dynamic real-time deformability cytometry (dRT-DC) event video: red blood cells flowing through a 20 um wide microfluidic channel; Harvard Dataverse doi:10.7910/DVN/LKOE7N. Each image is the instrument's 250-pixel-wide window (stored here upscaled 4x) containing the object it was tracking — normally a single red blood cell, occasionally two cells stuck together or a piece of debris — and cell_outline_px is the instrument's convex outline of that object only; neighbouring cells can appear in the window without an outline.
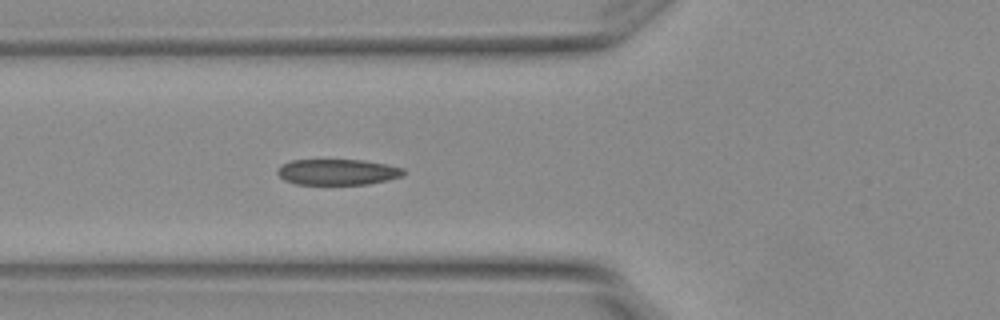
{"species": "Egyptian fruit bat (a non-hibernating species)", "species_latin": "Rousettus aegyptiacus", "temperature_condition": "warm", "stored_images_in_passage": 4, "camera_frame_rate_fps": 3000, "um_per_image_px": 0.085, "animal": {"sex": "female"}, "frame": {"image": 1, "passage_image": 4, "time_ms": 1.0, "image_size_px": [1000, 320], "cell_outline_px": [[408, 172], [404, 176], [388, 180], [368, 184], [296, 184], [284, 180], [276, 172], [284, 164], [292, 160], [364, 160], [388, 164], [404, 168]], "centroid_in_image_um": [28.78, 14.62], "position_along_channel_um": 97.0, "area_um2": 19.07}}